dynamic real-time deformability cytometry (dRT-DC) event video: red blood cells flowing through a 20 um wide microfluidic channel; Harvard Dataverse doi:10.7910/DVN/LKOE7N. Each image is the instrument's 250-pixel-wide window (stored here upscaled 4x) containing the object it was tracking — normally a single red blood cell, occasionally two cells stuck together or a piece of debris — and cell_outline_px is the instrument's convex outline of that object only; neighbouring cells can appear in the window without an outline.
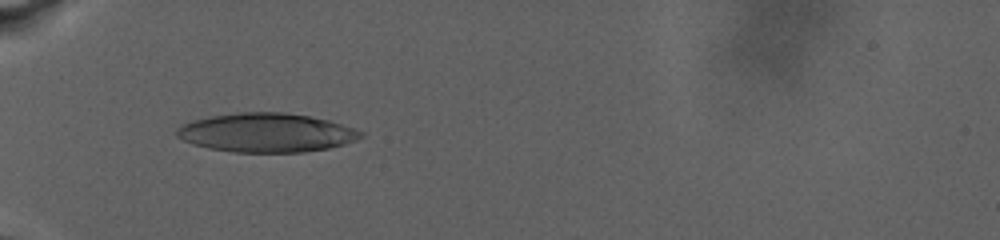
{"species": "human", "species_latin": "Homo sapiens", "temperature_condition": "warm", "stored_images_in_passage": 52, "camera_frame_rate_fps": 3000, "um_per_image_px": 0.085, "donor": {"sex": "male"}, "frame": {"image": 1, "passage_image": 1, "time_ms": 0.0, "image_size_px": [1000, 240], "cell_outline_px": [[364, 136], [356, 140], [344, 144], [328, 148], [304, 152], [236, 152], [208, 148], [192, 144], [176, 136], [176, 128], [180, 124], [192, 120], [212, 116], [240, 112], [284, 112], [308, 116], [328, 120], [364, 132]], "centroid_in_image_um": [22.62, 11.28], "position_along_channel_um": 62.4, "area_um2": 41.73}}
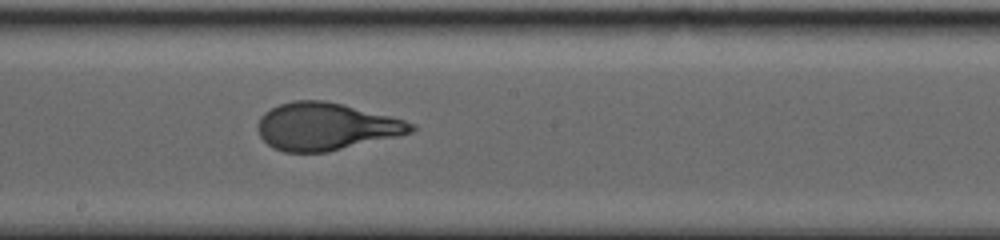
{"frame": {"image": 2, "passage_image": 30, "time_ms": 6.667, "image_size_px": [1000, 240], "cell_outline_px": [[416, 128], [412, 132], [396, 136], [328, 152], [284, 152], [272, 148], [260, 136], [256, 128], [256, 124], [260, 116], [264, 112], [280, 104], [292, 100], [324, 100], [404, 120], [416, 124]], "centroid_in_image_um": [27.64, 10.76], "position_along_channel_um": 220.6, "area_um2": 42.08}}
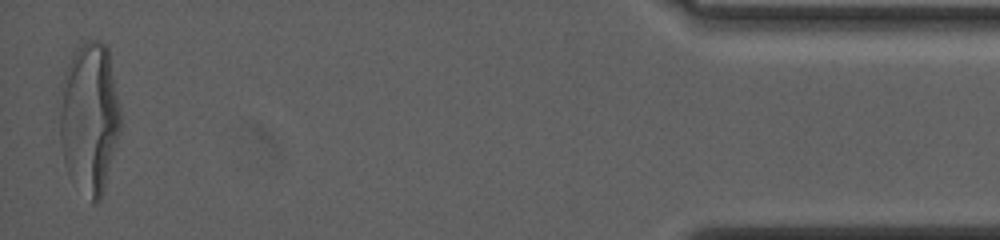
{"frame": {"image": 3, "passage_image": 52, "time_ms": 17.333, "image_size_px": [1000, 240], "cell_outline_px": [[120, 128], [104, 188], [100, 200], [96, 204], [92, 204], [68, 176], [64, 160], [60, 140], [60, 84], [64, 72], [72, 56], [88, 40], [100, 40], [108, 48], [120, 104]], "centroid_in_image_um": [7.59, 10.04], "position_along_channel_um": 427.6, "area_um2": 53.64}, "authors_computed_cell_mechanics": {"area_um2": 42.3674, "velocity_mm_per_s": 2.5838, "shape_relaxation_time_tau1_ms": 7.501, "shape_relaxation_time_tau2_ms": null, "deformation_change_tau1": 0.261, "deformation_change_tau2": null}}